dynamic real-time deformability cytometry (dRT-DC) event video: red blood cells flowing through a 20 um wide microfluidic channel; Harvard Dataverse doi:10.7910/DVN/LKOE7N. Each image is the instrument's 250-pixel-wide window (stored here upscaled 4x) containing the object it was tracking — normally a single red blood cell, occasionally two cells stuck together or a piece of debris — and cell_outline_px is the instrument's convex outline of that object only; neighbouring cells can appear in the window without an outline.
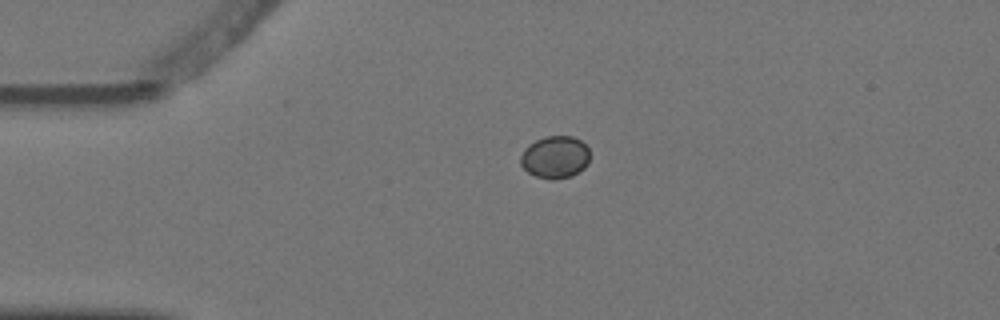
{"species": "Egyptian fruit bat (a non-hibernating species)", "species_latin": "Rousettus aegyptiacus", "temperature_condition": "warm", "stored_images_in_passage": 2, "camera_frame_rate_fps": 3000, "um_per_image_px": 0.085, "animal": {"sex": "female"}, "frame": {"image": 1, "passage_image": 1, "time_ms": 0.0, "image_size_px": [1000, 320], "cell_outline_px": [[588, 164], [584, 168], [572, 176], [552, 180], [536, 176], [528, 172], [520, 164], [520, 156], [524, 148], [528, 144], [544, 136], [572, 136], [580, 140], [588, 148]], "centroid_in_image_um": [47.16, 13.35], "position_along_channel_um": 37.8, "area_um2": 17.17}}